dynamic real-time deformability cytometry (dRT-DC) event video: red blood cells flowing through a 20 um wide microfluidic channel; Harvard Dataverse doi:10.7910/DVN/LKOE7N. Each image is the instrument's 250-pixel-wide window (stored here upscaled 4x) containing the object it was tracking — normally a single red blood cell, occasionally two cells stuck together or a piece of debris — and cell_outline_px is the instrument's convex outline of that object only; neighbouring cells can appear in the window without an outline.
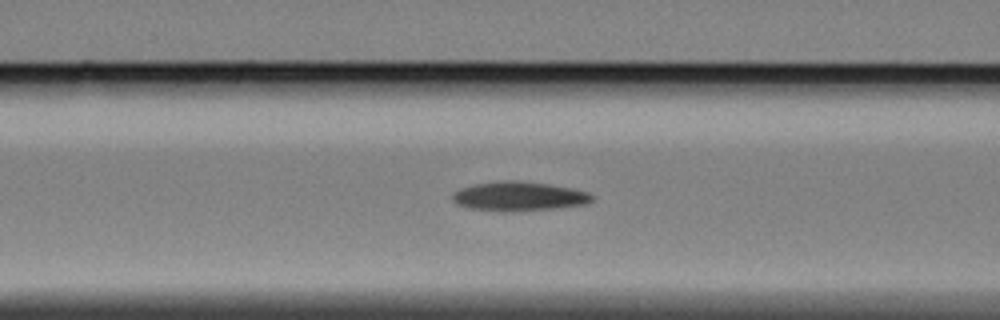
{"species": "Egyptian fruit bat (a non-hibernating species)", "species_latin": "Rousettus aegyptiacus", "temperature_condition": "cold", "stored_images_in_passage": 17, "camera_frame_rate_fps": 3000, "um_per_image_px": 0.085, "animal": {"sex": "female"}, "frame": {"image": 1, "passage_image": 15, "time_ms": 4.667, "image_size_px": [1000, 320], "cell_outline_px": [[596, 196], [592, 200], [584, 204], [552, 208], [504, 212], [468, 208], [456, 204], [452, 200], [452, 196], [460, 188], [476, 184], [504, 180], [512, 180], [548, 184], [588, 192]], "centroid_in_image_um": [44.07, 16.69], "position_along_channel_um": 122.5, "area_um2": 23.47}}